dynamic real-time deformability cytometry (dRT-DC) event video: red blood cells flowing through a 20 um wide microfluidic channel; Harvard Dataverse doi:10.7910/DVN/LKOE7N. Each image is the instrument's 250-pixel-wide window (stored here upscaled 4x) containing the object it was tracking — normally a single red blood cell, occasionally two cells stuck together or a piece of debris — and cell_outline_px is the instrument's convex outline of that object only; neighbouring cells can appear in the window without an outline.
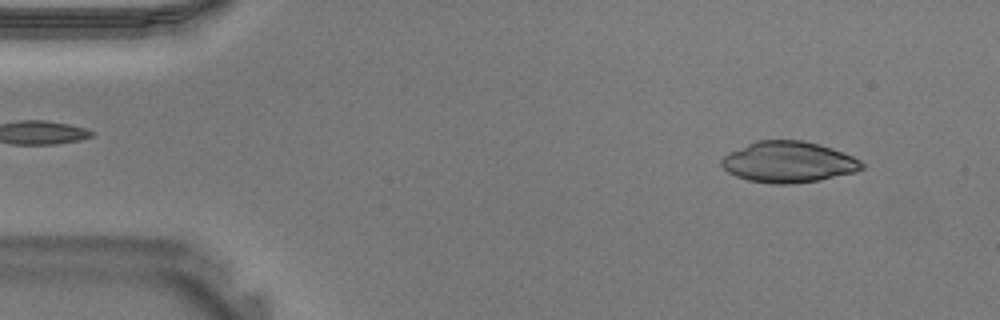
{"species": "Egyptian fruit bat (a non-hibernating species)", "species_latin": "Rousettus aegyptiacus", "temperature_condition": "warm", "stored_images_in_passage": 8, "camera_frame_rate_fps": 3000, "um_per_image_px": 0.085, "animal": {"sex": "male"}, "frame": {"image": 1, "passage_image": 3, "time_ms": 0.667, "image_size_px": [1000, 320], "cell_outline_px": [[864, 168], [856, 172], [820, 180], [792, 184], [772, 184], [748, 180], [736, 176], [728, 172], [720, 164], [720, 160], [728, 152], [756, 140], [804, 140], [820, 144], [832, 148], [852, 156], [860, 160], [864, 164]], "centroid_in_image_um": [67.01, 13.77], "position_along_channel_um": 18.0, "area_um2": 33.81}}